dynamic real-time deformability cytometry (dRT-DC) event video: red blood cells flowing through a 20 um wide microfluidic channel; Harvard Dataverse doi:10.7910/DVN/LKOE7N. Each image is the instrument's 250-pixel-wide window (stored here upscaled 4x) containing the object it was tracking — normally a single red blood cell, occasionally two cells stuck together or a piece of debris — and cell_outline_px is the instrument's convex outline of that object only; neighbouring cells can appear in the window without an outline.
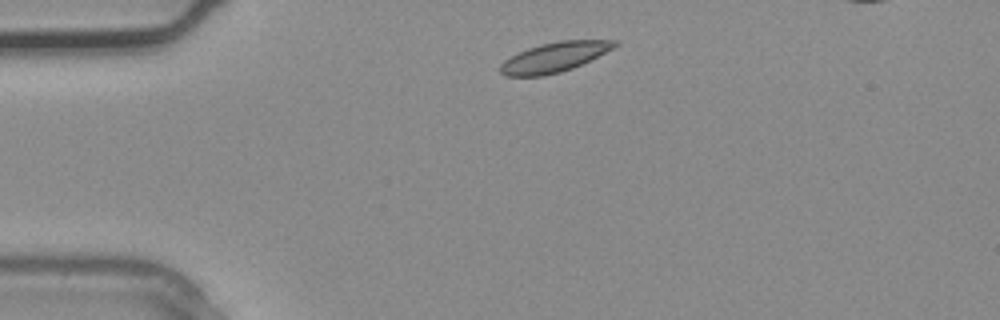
{"species": "common noctule bat (a hibernating species)", "species_latin": "Nyctalus noctula", "temperature_condition": "warm", "stored_images_in_passage": 2, "camera_frame_rate_fps": 3000, "um_per_image_px": 0.085, "animal": {"sex": "male", "body_mass_g": 20.4}, "frame": {"image": 1, "passage_image": 1, "time_ms": 0.0, "image_size_px": [1000, 320], "cell_outline_px": [[620, 44], [572, 68], [560, 72], [544, 76], [504, 76], [500, 72], [500, 64], [504, 60], [528, 48], [540, 44], [560, 40], [620, 40]], "centroid_in_image_um": [47.1, 4.86], "position_along_channel_um": 37.9, "area_um2": 19.59}}